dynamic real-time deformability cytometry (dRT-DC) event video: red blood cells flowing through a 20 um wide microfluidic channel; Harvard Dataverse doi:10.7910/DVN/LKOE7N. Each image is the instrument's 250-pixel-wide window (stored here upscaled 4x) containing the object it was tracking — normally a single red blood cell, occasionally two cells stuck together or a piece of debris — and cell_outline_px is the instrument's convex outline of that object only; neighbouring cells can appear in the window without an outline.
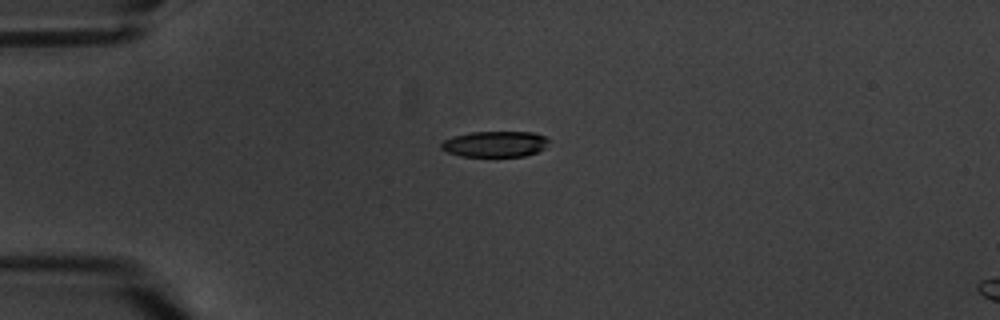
{"species": "common noctule bat (a hibernating species)", "species_latin": "Nyctalus noctula", "temperature_condition": "warm", "stored_images_in_passage": 2, "camera_frame_rate_fps": 3000, "um_per_image_px": 0.085, "animal": {"sex": "male", "body_mass_g": 20.1, "forearm_length_mm": 53.5}, "frame": {"image": 1, "passage_image": 1, "time_ms": 0.0, "image_size_px": [1000, 320], "cell_outline_px": [[548, 140], [544, 148], [536, 152], [524, 156], [460, 156], [448, 152], [440, 148], [440, 144], [444, 140], [452, 136], [468, 132], [532, 132], [544, 136]], "centroid_in_image_um": [42.02, 12.24], "position_along_channel_um": 43.0, "area_um2": 16.13}}